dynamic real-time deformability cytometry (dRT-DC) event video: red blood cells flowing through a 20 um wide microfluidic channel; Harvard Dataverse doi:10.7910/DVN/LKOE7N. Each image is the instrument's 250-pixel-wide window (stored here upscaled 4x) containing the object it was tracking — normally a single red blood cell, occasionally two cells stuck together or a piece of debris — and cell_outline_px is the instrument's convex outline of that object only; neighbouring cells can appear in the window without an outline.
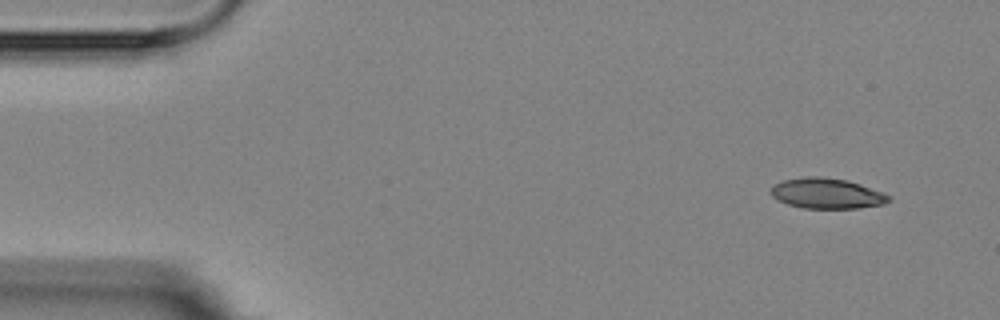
{"species": "Egyptian fruit bat (a non-hibernating species)", "species_latin": "Rousettus aegyptiacus", "temperature_condition": "room temperature", "stored_images_in_passage": 4, "camera_frame_rate_fps": 3000, "um_per_image_px": 0.085, "animal": {"sex": "female"}, "frame": {"image": 1, "passage_image": 1, "time_ms": 0.0, "image_size_px": [1000, 320], "cell_outline_px": [[892, 200], [884, 204], [856, 208], [804, 208], [788, 204], [772, 196], [772, 188], [776, 184], [784, 180], [804, 176], [820, 176], [848, 180], [860, 184], [892, 196]], "centroid_in_image_um": [70.33, 16.43], "position_along_channel_um": 14.7, "area_um2": 20.75}}
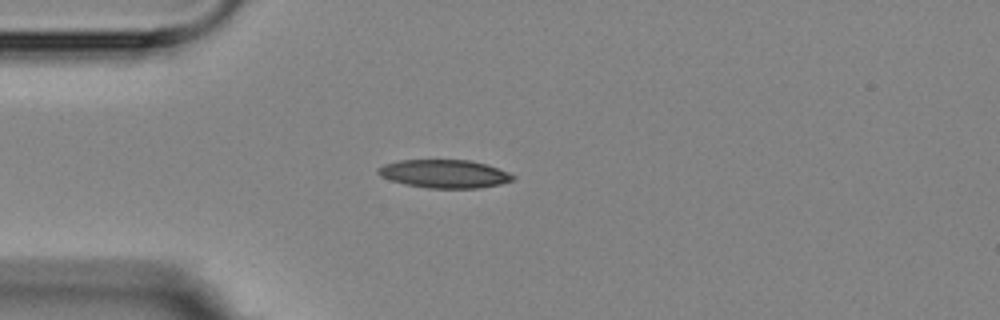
{"frame": {"image": 2, "passage_image": 4, "time_ms": 3.333, "image_size_px": [1000, 320], "cell_outline_px": [[516, 176], [512, 180], [500, 184], [480, 188], [428, 188], [404, 184], [380, 176], [376, 172], [376, 168], [384, 164], [400, 160], [472, 160], [508, 172]], "centroid_in_image_um": [37.74, 14.77], "position_along_channel_um": 47.3, "area_um2": 22.14}}